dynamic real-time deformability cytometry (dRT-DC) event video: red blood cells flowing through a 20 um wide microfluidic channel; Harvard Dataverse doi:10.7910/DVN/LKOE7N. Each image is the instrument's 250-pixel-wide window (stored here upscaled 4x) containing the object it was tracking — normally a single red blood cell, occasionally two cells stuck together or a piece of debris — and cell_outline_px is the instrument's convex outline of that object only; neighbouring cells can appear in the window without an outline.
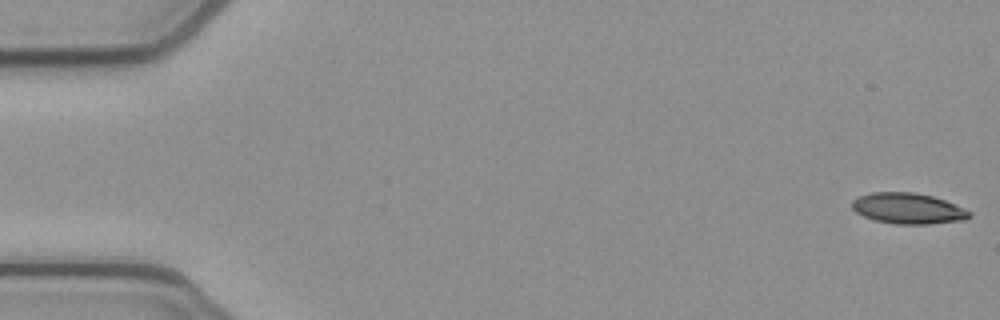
{"species": "common noctule bat (a hibernating species)", "species_latin": "Nyctalus noctula", "temperature_condition": "cold", "stored_images_in_passage": 53, "camera_frame_rate_fps": 3000, "um_per_image_px": 0.085, "animal": {"sex": "female", "body_mass_g": 21.9}, "frame": {"image": 1, "passage_image": 1, "time_ms": 0.0, "image_size_px": [1000, 320], "cell_outline_px": [[972, 216], [964, 220], [928, 224], [896, 224], [876, 220], [864, 216], [856, 212], [852, 208], [852, 200], [860, 196], [872, 192], [916, 192], [932, 196], [944, 200], [964, 208], [972, 212]], "centroid_in_image_um": [77.2, 17.71], "position_along_channel_um": 7.8, "area_um2": 21.04}}
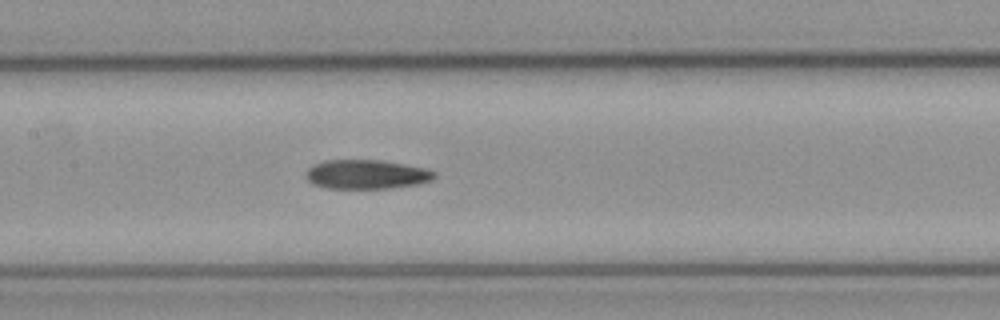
{"frame": {"image": 2, "passage_image": 25, "time_ms": 8.0, "image_size_px": [1000, 320], "cell_outline_px": [[436, 176], [432, 180], [420, 184], [392, 188], [328, 188], [312, 184], [304, 176], [304, 172], [312, 164], [324, 160], [384, 160], [428, 168], [436, 172]], "centroid_in_image_um": [31.16, 14.81], "position_along_channel_um": 176.2, "area_um2": 22.31}}
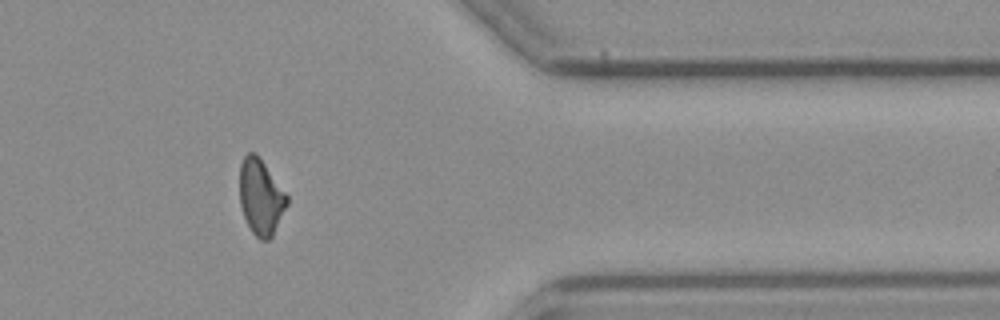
{"frame": {"image": 3, "passage_image": 43, "time_ms": 14.0, "image_size_px": [1000, 320], "cell_outline_px": [[288, 204], [272, 236], [268, 240], [260, 240], [252, 232], [244, 216], [240, 204], [240, 164], [244, 156], [248, 152], [256, 152], [288, 196]], "centroid_in_image_um": [22.17, 16.73], "position_along_channel_um": 389.2, "area_um2": 20.75}}